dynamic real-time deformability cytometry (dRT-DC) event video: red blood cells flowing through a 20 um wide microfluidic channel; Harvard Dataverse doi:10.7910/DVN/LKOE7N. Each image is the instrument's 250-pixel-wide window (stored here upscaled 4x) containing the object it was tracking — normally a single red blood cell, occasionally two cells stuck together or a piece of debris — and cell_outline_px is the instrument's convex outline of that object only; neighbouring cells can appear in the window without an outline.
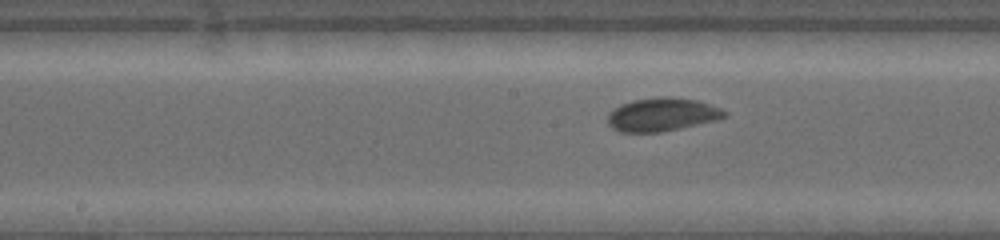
{"species": "common noctule bat (a hibernating species)", "species_latin": "Nyctalus noctula", "temperature_condition": "warm", "stored_images_in_passage": 7, "segment_of_instrument_passage": [2, 2], "camera_frame_rate_fps": 5000, "um_per_image_px": 0.085, "animal": {"sex": "female", "body_mass_g": 19.0, "forearm_length_mm": 53.3}, "frame": {"image": 1, "passage_image": 7, "time_ms": 6.8, "image_size_px": [1000, 240], "cell_outline_px": [[728, 116], [716, 120], [680, 128], [660, 132], [620, 132], [612, 128], [608, 124], [608, 112], [620, 104], [636, 100], [664, 96], [696, 100], [720, 108], [728, 112]], "centroid_in_image_um": [56.26, 9.74], "position_along_channel_um": 191.9, "area_um2": 22.54}}